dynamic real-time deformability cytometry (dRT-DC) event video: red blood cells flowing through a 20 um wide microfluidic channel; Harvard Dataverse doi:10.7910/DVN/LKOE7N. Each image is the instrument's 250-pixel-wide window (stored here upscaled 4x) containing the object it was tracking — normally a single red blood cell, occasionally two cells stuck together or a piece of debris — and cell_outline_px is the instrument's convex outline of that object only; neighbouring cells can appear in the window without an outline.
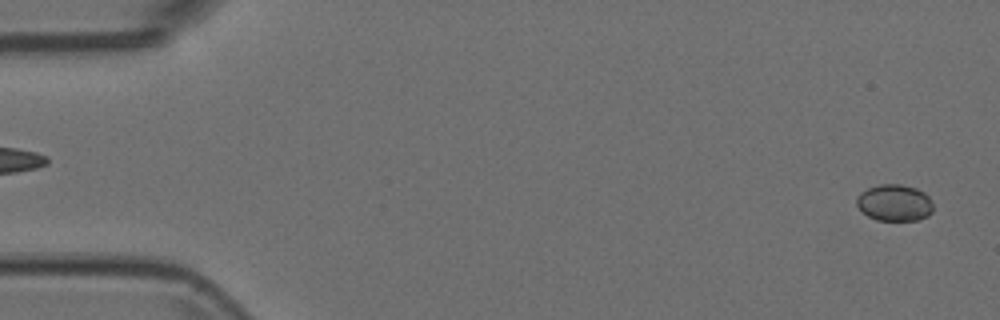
{"species": "Egyptian fruit bat (a non-hibernating species)", "species_latin": "Rousettus aegyptiacus", "temperature_condition": "room temperature", "stored_images_in_passage": 20, "camera_frame_rate_fps": 3000, "um_per_image_px": 0.085, "animal": {"sex": "female"}, "frame": {"image": 1, "passage_image": 2, "time_ms": 0.333, "image_size_px": [1000, 320], "cell_outline_px": [[932, 212], [928, 216], [920, 220], [876, 220], [868, 216], [856, 204], [856, 196], [860, 192], [868, 188], [880, 184], [900, 184], [916, 188], [924, 192], [928, 196], [932, 204]], "centroid_in_image_um": [76.03, 17.23], "position_along_channel_um": 9.0, "area_um2": 16.36}}
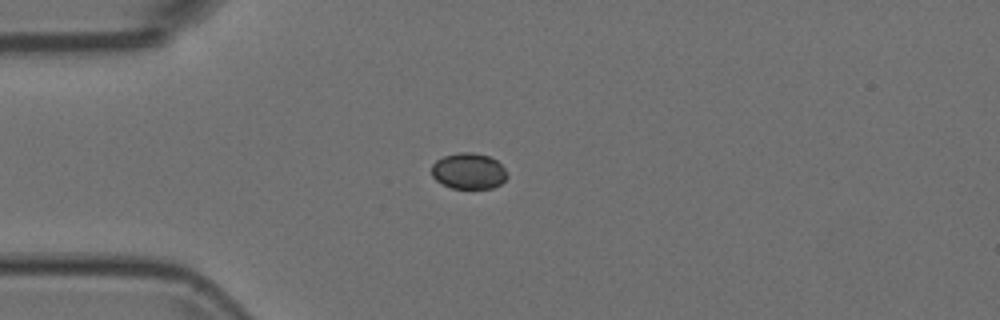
{"frame": {"image": 2, "passage_image": 14, "time_ms": 4.333, "image_size_px": [1000, 320], "cell_outline_px": [[508, 176], [500, 184], [492, 188], [452, 188], [436, 180], [432, 176], [432, 164], [436, 160], [444, 156], [460, 152], [472, 152], [488, 156], [496, 160], [504, 168]], "centroid_in_image_um": [39.83, 14.53], "position_along_channel_um": 45.2, "area_um2": 15.72}}
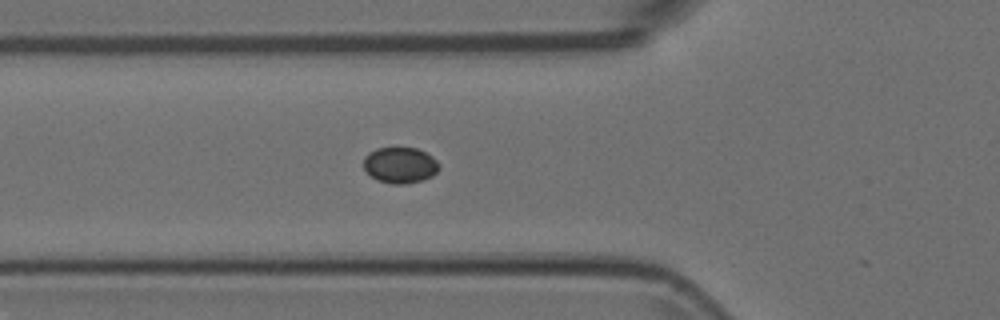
{"frame": {"image": 3, "passage_image": 19, "time_ms": 6.0, "image_size_px": [1000, 320], "cell_outline_px": [[440, 168], [432, 176], [408, 184], [392, 184], [376, 180], [364, 168], [364, 156], [368, 152], [376, 148], [396, 144], [416, 148], [432, 156], [440, 164]], "centroid_in_image_um": [33.99, 13.98], "position_along_channel_um": 91.8, "area_um2": 16.42}}